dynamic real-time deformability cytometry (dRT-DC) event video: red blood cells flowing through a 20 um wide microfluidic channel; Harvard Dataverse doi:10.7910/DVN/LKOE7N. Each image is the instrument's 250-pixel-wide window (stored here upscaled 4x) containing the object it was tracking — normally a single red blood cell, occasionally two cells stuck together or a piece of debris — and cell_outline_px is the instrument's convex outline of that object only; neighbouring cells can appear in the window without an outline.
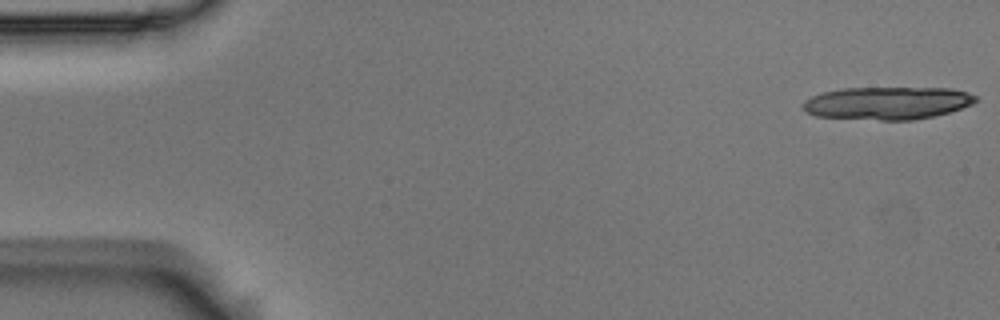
{"species": "Egyptian fruit bat (a non-hibernating species)", "species_latin": "Rousettus aegyptiacus", "temperature_condition": "room temperature", "stored_images_in_passage": 22, "camera_frame_rate_fps": 3000, "um_per_image_px": 0.085, "animal": {"sex": "male"}, "frame": {"image": 1, "passage_image": 1, "time_ms": 0.0, "image_size_px": [1000, 320], "cell_outline_px": [[976, 100], [972, 104], [948, 112], [932, 116], [912, 120], [880, 120], [816, 116], [808, 112], [804, 108], [804, 100], [820, 92], [840, 88], [952, 88], [968, 92], [976, 96]], "centroid_in_image_um": [75.41, 8.75], "position_along_channel_um": 9.6, "area_um2": 32.83}}